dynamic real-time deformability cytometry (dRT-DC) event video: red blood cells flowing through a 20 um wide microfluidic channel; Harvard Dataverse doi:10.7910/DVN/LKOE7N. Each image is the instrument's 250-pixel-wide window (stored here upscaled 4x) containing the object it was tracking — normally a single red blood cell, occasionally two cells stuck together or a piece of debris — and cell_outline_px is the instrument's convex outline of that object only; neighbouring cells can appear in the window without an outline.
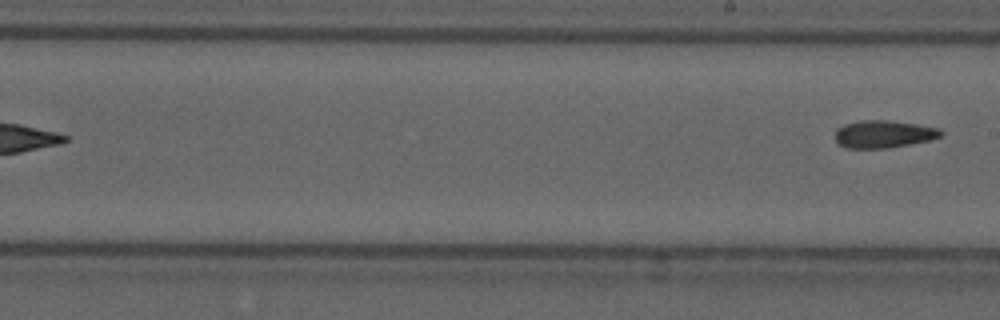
{"species": "common noctule bat (a hibernating species)", "species_latin": "Nyctalus noctula", "temperature_condition": "cold", "stored_images_in_passage": 9, "segment_of_instrument_passage": [2, 2], "camera_frame_rate_fps": 3000, "um_per_image_px": 0.085, "animal": {"sex": "male", "forearm_length_mm": 52.5}, "frame": {"image": 1, "passage_image": 9, "time_ms": 2.667, "image_size_px": [1000, 320], "cell_outline_px": [[944, 132], [940, 136], [932, 140], [888, 148], [844, 148], [836, 144], [836, 128], [844, 124], [860, 120], [888, 120], [916, 124], [940, 128]], "centroid_in_image_um": [75.09, 11.4], "position_along_channel_um": 213.9, "area_um2": 17.17}}